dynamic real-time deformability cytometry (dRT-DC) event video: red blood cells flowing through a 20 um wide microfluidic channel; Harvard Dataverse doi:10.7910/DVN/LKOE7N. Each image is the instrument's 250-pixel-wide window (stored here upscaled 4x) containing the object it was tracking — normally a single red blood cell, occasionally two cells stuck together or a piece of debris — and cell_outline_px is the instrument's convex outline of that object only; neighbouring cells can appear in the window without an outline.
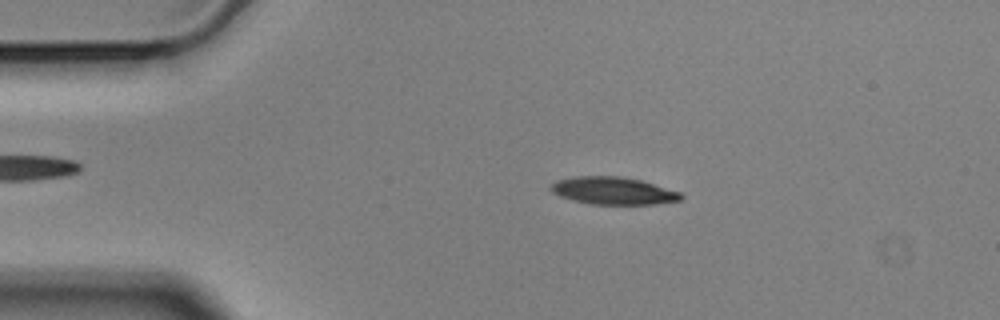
{"species": "Egyptian fruit bat (a non-hibernating species)", "species_latin": "Rousettus aegyptiacus", "temperature_condition": "cold", "stored_images_in_passage": 56, "camera_frame_rate_fps": 3000, "um_per_image_px": 0.085, "animal": {"sex": "male"}, "frame": {"image": 1, "passage_image": 10, "time_ms": 3.0, "image_size_px": [1000, 320], "cell_outline_px": [[684, 196], [680, 200], [656, 204], [592, 204], [572, 200], [560, 196], [552, 192], [548, 188], [556, 180], [576, 176], [620, 176], [640, 180], [680, 192]], "centroid_in_image_um": [52.09, 16.21], "position_along_channel_um": 32.9, "area_um2": 20.75}}
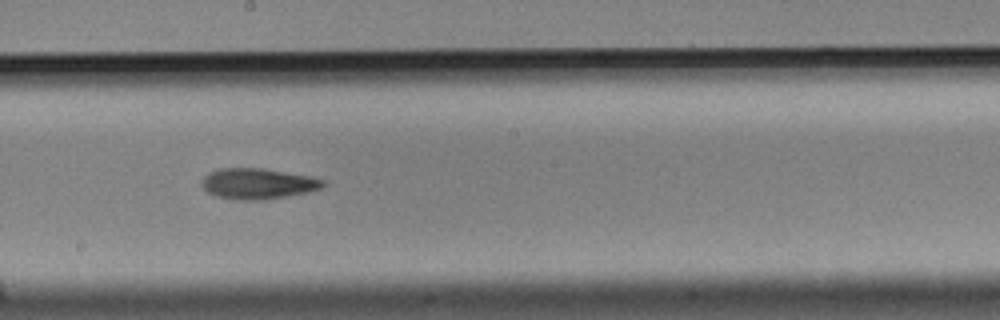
{"frame": {"image": 2, "passage_image": 30, "time_ms": 9.667, "image_size_px": [1000, 320], "cell_outline_px": [[328, 184], [320, 188], [308, 192], [264, 200], [236, 200], [216, 196], [208, 192], [200, 184], [200, 180], [208, 172], [220, 168], [264, 168], [308, 176], [324, 180]], "centroid_in_image_um": [21.88, 15.61], "position_along_channel_um": 226.3, "area_um2": 21.85}}
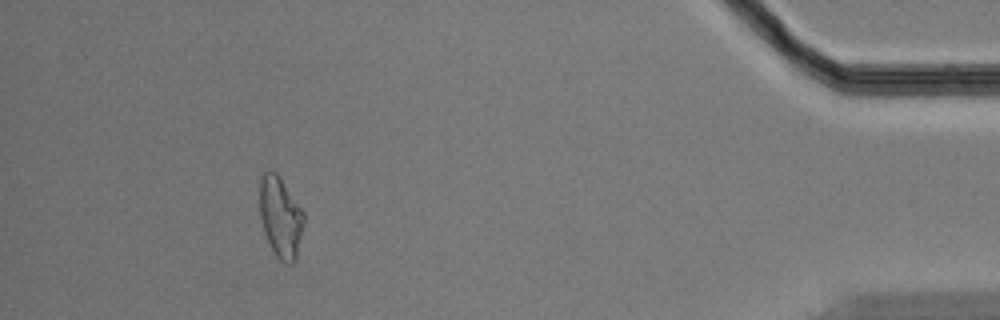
{"frame": {"image": 3, "passage_image": 51, "time_ms": 16.667, "image_size_px": [1000, 320], "cell_outline_px": [[304, 224], [296, 260], [292, 264], [284, 264], [276, 256], [264, 232], [260, 216], [260, 180], [264, 172], [272, 168], [280, 176], [304, 212]], "centroid_in_image_um": [23.86, 18.45], "position_along_channel_um": 411.3, "area_um2": 20.98}, "authors_computed_cell_mechanics": {"area_um2": 21.0103, "velocity_mm_per_s": 3.5024, "shape_relaxation_time_tau1_ms": 6.0624, "shape_relaxation_time_tau2_ms": null, "deformation_change_tau1": 0.172, "deformation_change_tau2": null}}